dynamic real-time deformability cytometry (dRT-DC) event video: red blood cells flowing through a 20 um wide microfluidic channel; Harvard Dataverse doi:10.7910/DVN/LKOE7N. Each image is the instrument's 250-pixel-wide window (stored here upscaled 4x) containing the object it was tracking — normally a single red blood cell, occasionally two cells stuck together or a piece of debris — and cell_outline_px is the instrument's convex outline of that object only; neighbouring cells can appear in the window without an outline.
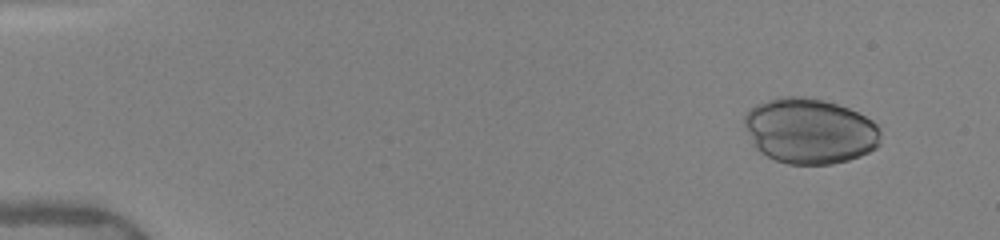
{"species": "human", "species_latin": "Homo sapiens", "temperature_condition": "warm", "stored_images_in_passage": 51, "camera_frame_rate_fps": 3000, "um_per_image_px": 0.085, "donor": {"sex": "female"}, "frame": {"image": 1, "passage_image": 5, "time_ms": 1.333, "image_size_px": [1000, 240], "cell_outline_px": [[880, 144], [876, 148], [860, 156], [848, 160], [832, 164], [788, 164], [776, 160], [760, 152], [752, 144], [744, 128], [744, 116], [748, 108], [756, 104], [776, 96], [808, 96], [824, 100], [848, 108], [872, 120], [880, 128]], "centroid_in_image_um": [68.79, 11.12], "position_along_channel_um": 16.2, "area_um2": 52.54}}
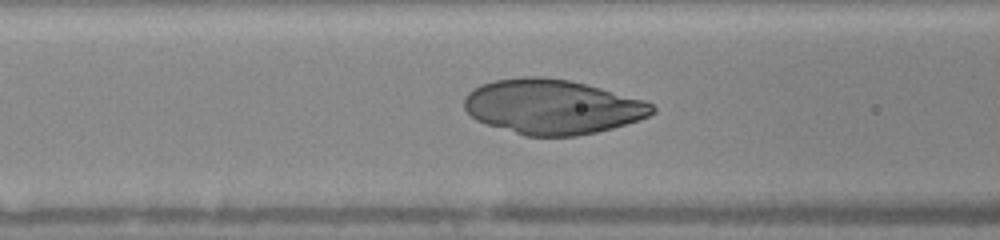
{"frame": {"image": 2, "passage_image": 22, "time_ms": 7.0, "image_size_px": [1000, 240], "cell_outline_px": [[656, 112], [640, 120], [612, 128], [596, 132], [576, 136], [524, 136], [484, 124], [476, 120], [464, 108], [464, 96], [468, 92], [480, 84], [496, 80], [524, 76], [544, 76], [568, 80], [600, 88], [644, 100], [652, 104], [656, 108]], "centroid_in_image_um": [46.92, 9.08], "position_along_channel_um": 119.7, "area_um2": 60.11}}
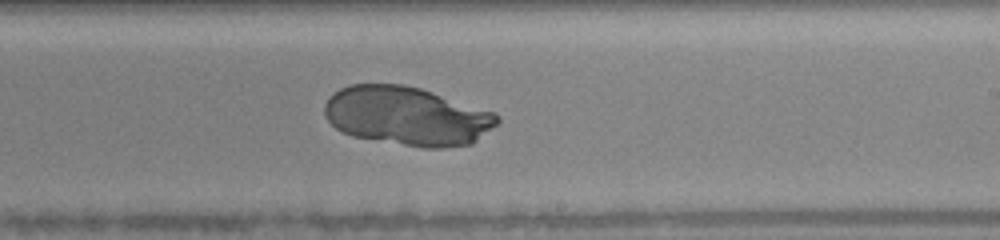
{"frame": {"image": 3, "passage_image": 32, "time_ms": 10.333, "image_size_px": [1000, 240], "cell_outline_px": [[500, 120], [492, 128], [472, 144], [440, 148], [424, 148], [352, 136], [336, 128], [324, 116], [324, 104], [328, 96], [332, 92], [348, 84], [404, 84], [420, 88], [496, 112], [500, 116]], "centroid_in_image_um": [34.59, 9.85], "position_along_channel_um": 254.4, "area_um2": 59.48}}